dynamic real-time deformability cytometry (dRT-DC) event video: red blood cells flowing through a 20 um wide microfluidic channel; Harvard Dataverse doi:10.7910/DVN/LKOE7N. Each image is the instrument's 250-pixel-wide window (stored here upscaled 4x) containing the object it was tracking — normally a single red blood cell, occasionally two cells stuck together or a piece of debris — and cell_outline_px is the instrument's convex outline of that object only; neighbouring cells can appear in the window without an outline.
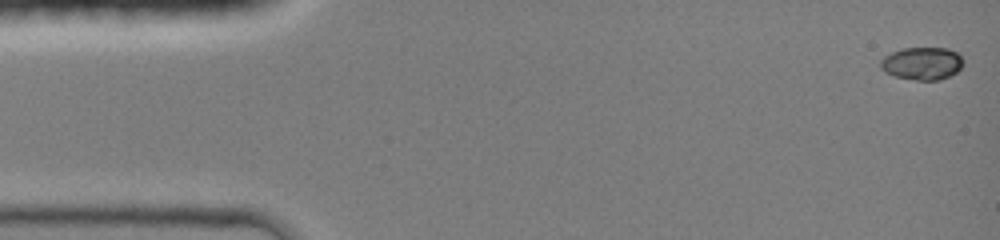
{"species": "common noctule bat (a hibernating species)", "species_latin": "Nyctalus noctula", "temperature_condition": "room temperature", "stored_images_in_passage": 40, "camera_frame_rate_fps": 3000, "um_per_image_px": 0.085, "animal": {"sex": "female", "body_mass_g": 19.0, "forearm_length_mm": 51.5}, "frame": {"image": 1, "passage_image": 1, "time_ms": 0.0, "image_size_px": [1000, 240], "cell_outline_px": [[964, 64], [956, 72], [940, 80], [916, 80], [896, 76], [884, 72], [880, 68], [880, 60], [884, 56], [892, 52], [904, 48], [948, 48], [956, 52], [964, 60]], "centroid_in_image_um": [78.37, 5.39], "position_along_channel_um": 6.6, "area_um2": 15.78}}
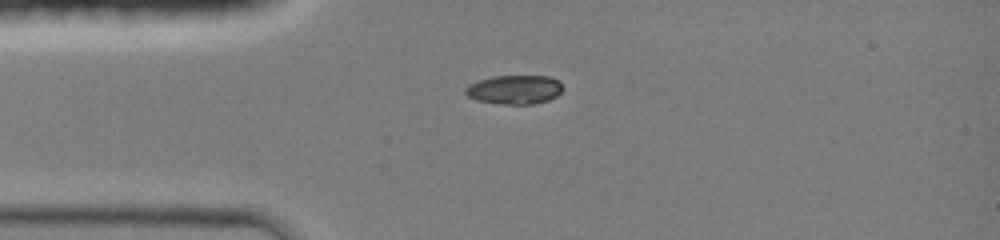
{"frame": {"image": 2, "passage_image": 32, "time_ms": 3.333, "image_size_px": [1000, 240], "cell_outline_px": [[564, 88], [556, 96], [548, 100], [532, 104], [500, 104], [476, 100], [468, 96], [464, 92], [464, 88], [468, 84], [492, 76], [548, 76], [560, 80]], "centroid_in_image_um": [43.73, 7.61], "position_along_channel_um": 41.3, "area_um2": 16.59}}